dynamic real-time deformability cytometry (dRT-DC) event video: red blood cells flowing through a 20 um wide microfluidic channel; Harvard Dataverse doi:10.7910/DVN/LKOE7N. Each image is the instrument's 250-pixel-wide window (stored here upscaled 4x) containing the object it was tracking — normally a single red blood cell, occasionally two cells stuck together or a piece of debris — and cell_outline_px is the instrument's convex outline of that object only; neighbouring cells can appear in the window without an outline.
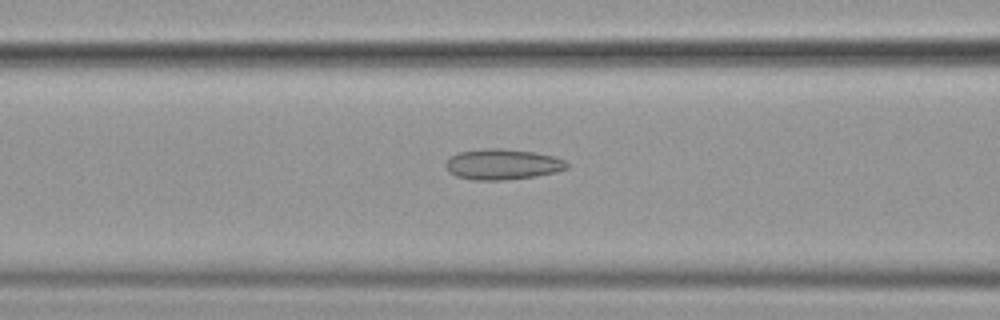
{"species": "common noctule bat (a hibernating species)", "species_latin": "Nyctalus noctula", "temperature_condition": "cold", "stored_images_in_passage": 56, "camera_frame_rate_fps": 3000, "um_per_image_px": 0.085, "animal": {"sex": "female", "body_mass_g": 19.9}, "frame": {"image": 1, "passage_image": 23, "time_ms": 7.333, "image_size_px": [1000, 320], "cell_outline_px": [[568, 168], [556, 172], [536, 176], [504, 180], [472, 180], [456, 176], [448, 172], [444, 164], [448, 156], [456, 152], [484, 148], [500, 148], [536, 152], [556, 156], [564, 160], [568, 164]], "centroid_in_image_um": [42.67, 13.95], "position_along_channel_um": 123.9, "area_um2": 22.08}}
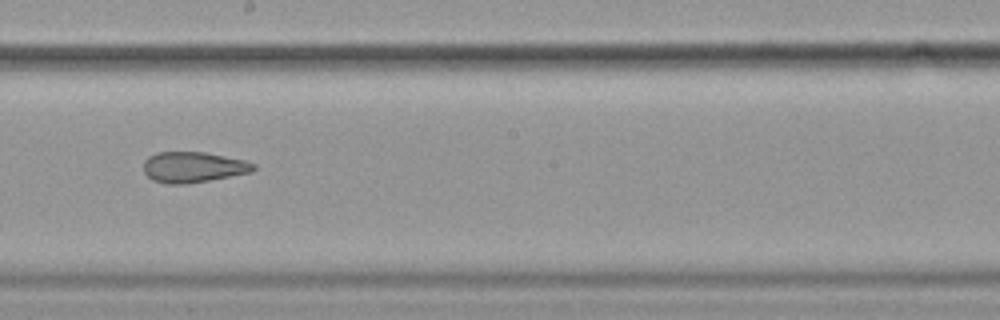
{"frame": {"image": 2, "passage_image": 32, "time_ms": 10.333, "image_size_px": [1000, 320], "cell_outline_px": [[256, 168], [252, 172], [188, 184], [168, 184], [152, 180], [144, 172], [144, 160], [148, 156], [156, 152], [204, 152], [244, 160], [256, 164]], "centroid_in_image_um": [16.41, 14.21], "position_along_channel_um": 231.8, "area_um2": 19.71}}
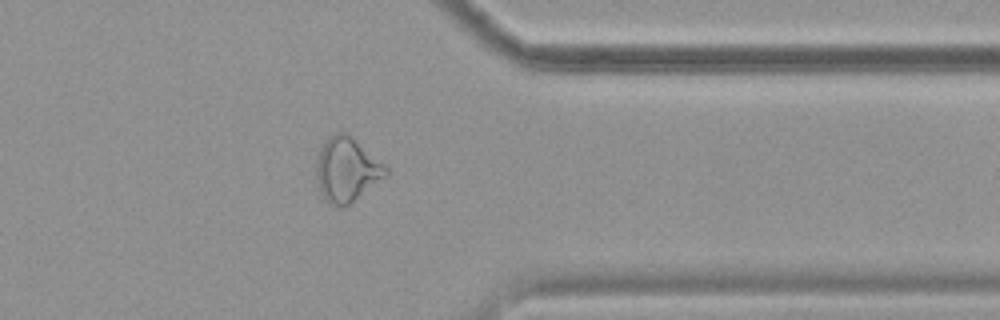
{"frame": {"image": 3, "passage_image": 45, "time_ms": 14.667, "image_size_px": [1000, 320], "cell_outline_px": [[388, 176], [348, 204], [332, 204], [320, 192], [316, 180], [316, 160], [320, 148], [336, 132], [344, 132], [352, 136], [384, 164], [388, 168]], "centroid_in_image_um": [29.49, 14.39], "position_along_channel_um": 381.9, "area_um2": 25.55}, "authors_computed_cell_mechanics": {"area_um2": 24.2182, "velocity_mm_per_s": 3.6111, "shape_relaxation_time_tau1_ms": null, "shape_relaxation_time_tau2_ms": 3.1535, "deformation_change_tau1": null, "deformation_change_tau2": 0.1134}}